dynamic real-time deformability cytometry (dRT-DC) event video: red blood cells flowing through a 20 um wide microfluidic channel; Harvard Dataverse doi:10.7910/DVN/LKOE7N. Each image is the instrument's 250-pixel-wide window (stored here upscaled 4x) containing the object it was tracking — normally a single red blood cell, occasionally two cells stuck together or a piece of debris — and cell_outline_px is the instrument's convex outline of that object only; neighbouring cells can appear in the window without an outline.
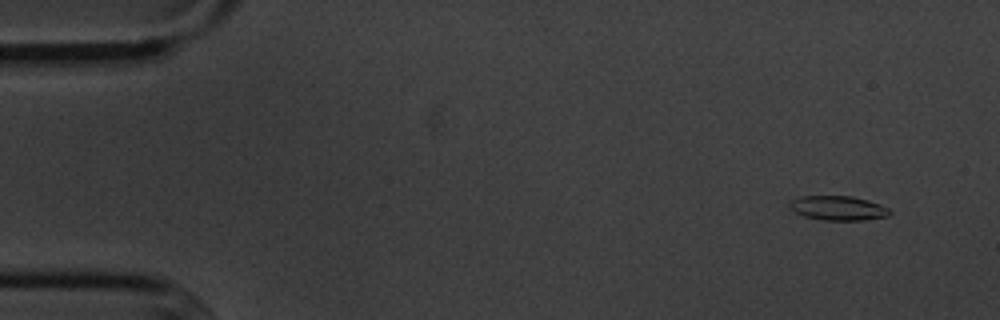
{"species": "common noctule bat (a hibernating species)", "species_latin": "Nyctalus noctula", "temperature_condition": "cold", "stored_images_in_passage": 6, "camera_frame_rate_fps": 3000, "um_per_image_px": 0.085, "animal": {"sex": "male", "body_mass_g": 20.1, "forearm_length_mm": 53.5}, "frame": {"image": 1, "passage_image": 1, "time_ms": 0.0, "image_size_px": [1000, 320], "cell_outline_px": [[892, 212], [888, 216], [864, 220], [824, 220], [804, 216], [796, 212], [788, 204], [792, 200], [800, 196], [852, 196], [868, 200], [880, 204], [888, 208]], "centroid_in_image_um": [71.27, 17.68], "position_along_channel_um": 13.7, "area_um2": 14.16}}
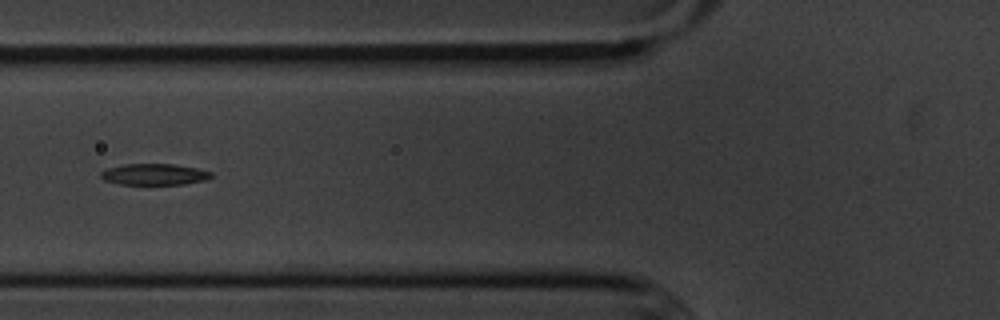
{"frame": {"image": 2, "passage_image": 6, "time_ms": 5.667, "image_size_px": [1000, 320], "cell_outline_px": [[212, 176], [204, 180], [184, 184], [120, 184], [104, 180], [100, 176], [100, 172], [108, 168], [124, 164], [172, 164], [196, 168], [212, 172]], "centroid_in_image_um": [13.09, 14.82], "position_along_channel_um": 112.7, "area_um2": 13.53}}